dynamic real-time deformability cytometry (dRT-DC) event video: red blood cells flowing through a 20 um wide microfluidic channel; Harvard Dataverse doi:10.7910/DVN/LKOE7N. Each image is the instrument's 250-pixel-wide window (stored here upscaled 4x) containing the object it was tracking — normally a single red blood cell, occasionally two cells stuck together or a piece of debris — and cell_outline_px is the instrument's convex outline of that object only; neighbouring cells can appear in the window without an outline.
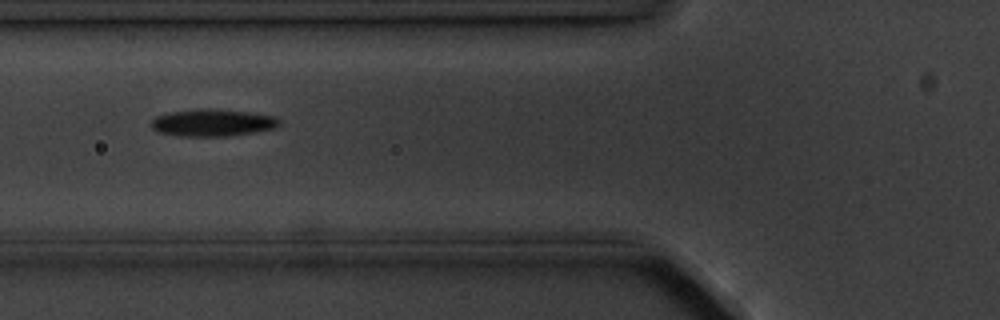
{"species": "common noctule bat (a hibernating species)", "species_latin": "Nyctalus noctula", "temperature_condition": "cold", "stored_images_in_passage": 6, "camera_frame_rate_fps": 3000, "um_per_image_px": 0.085, "animal": {"sex": "male", "body_mass_g": 20.1, "forearm_length_mm": 53.5}, "frame": {"image": 1, "passage_image": 6, "time_ms": 5.667, "image_size_px": [1000, 320], "cell_outline_px": [[280, 124], [272, 128], [252, 132], [228, 136], [180, 136], [156, 132], [152, 128], [152, 120], [156, 116], [168, 112], [196, 108], [212, 108], [248, 112], [276, 116], [280, 120]], "centroid_in_image_um": [18.02, 10.41], "position_along_channel_um": 107.8, "area_um2": 20.35}}